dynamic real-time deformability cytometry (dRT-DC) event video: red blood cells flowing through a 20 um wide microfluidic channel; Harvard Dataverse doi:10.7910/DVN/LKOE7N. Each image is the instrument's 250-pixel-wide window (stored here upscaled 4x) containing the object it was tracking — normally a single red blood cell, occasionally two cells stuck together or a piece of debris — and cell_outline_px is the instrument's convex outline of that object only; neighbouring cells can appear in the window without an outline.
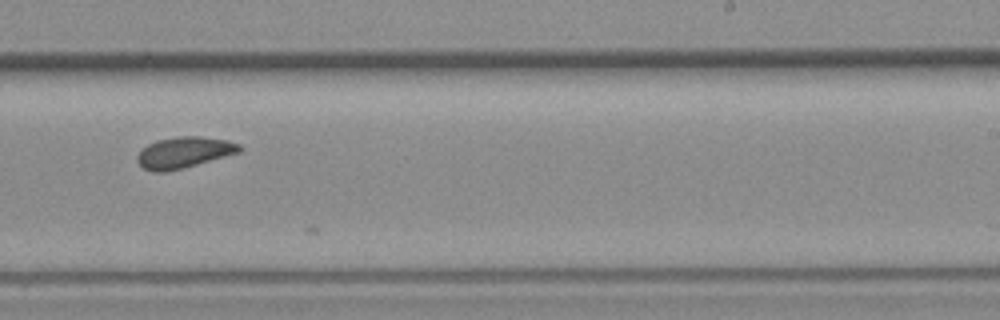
{"species": "common noctule bat (a hibernating species)", "species_latin": "Nyctalus noctula", "temperature_condition": "room temperature", "stored_images_in_passage": 18, "camera_frame_rate_fps": 3000, "um_per_image_px": 0.085, "animal": {"sex": "female", "body_mass_g": 19.3, "forearm_length_mm": 54.1}, "frame": {"image": 1, "passage_image": 15, "time_ms": 4.667, "image_size_px": [1000, 320], "cell_outline_px": [[240, 152], [196, 164], [164, 172], [156, 172], [144, 168], [136, 160], [136, 156], [140, 148], [156, 140], [180, 136], [200, 136], [228, 140], [240, 144]], "centroid_in_image_um": [15.6, 12.94], "position_along_channel_um": 273.4, "area_um2": 18.38}}